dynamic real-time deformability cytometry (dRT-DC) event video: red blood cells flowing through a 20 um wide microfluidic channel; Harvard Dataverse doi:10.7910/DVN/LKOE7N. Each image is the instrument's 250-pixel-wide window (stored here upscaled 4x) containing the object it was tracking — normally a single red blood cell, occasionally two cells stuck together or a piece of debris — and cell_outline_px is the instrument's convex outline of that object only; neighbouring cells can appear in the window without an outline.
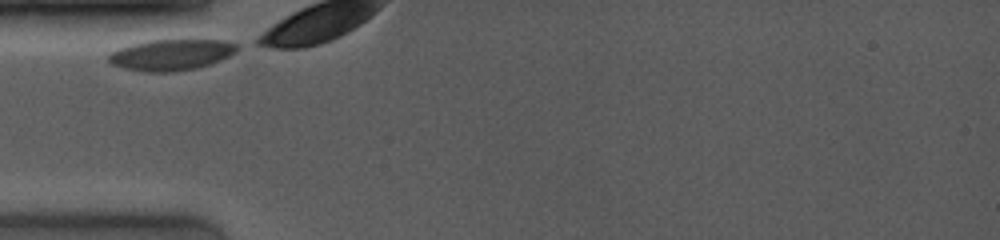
{"species": "common noctule bat (a hibernating species)", "species_latin": "Nyctalus noctula", "temperature_condition": "room temperature", "stored_images_in_passage": 4, "camera_frame_rate_fps": 4000, "um_per_image_px": 0.085, "animal": {"sex": "female", "body_mass_g": 19.0, "forearm_length_mm": 53.3}, "frame": {"image": 1, "passage_image": 1, "time_ms": 0.0, "image_size_px": [1000, 240], "cell_outline_px": [[240, 48], [236, 52], [220, 60], [196, 68], [176, 72], [140, 72], [124, 68], [112, 64], [108, 60], [108, 56], [112, 52], [120, 48], [132, 44], [152, 40], [220, 40], [236, 44]], "centroid_in_image_um": [14.54, 4.67], "position_along_channel_um": 70.5, "area_um2": 23.12}}